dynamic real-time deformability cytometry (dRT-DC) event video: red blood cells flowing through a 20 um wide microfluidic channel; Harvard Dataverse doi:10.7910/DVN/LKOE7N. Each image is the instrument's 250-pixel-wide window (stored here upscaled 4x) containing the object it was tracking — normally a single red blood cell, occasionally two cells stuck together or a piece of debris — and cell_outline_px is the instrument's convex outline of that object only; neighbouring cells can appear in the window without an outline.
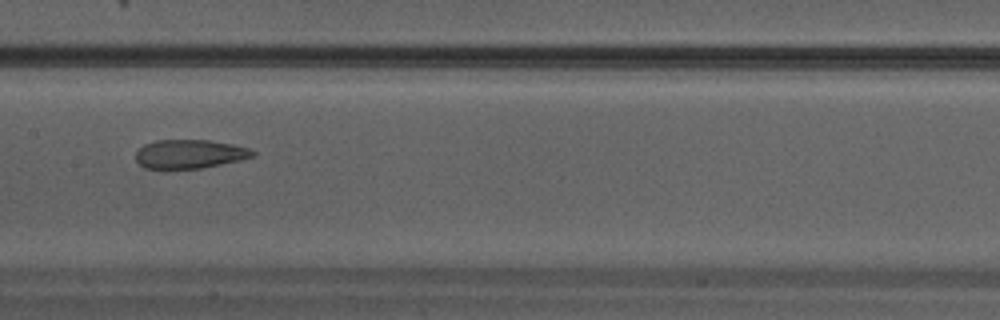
{"species": "Egyptian fruit bat (a non-hibernating species)", "species_latin": "Rousettus aegyptiacus", "temperature_condition": "warm", "stored_images_in_passage": 23, "camera_frame_rate_fps": 3000, "um_per_image_px": 0.085, "animal": {"sex": "male"}, "frame": {"image": 1, "passage_image": 7, "time_ms": 2.0, "image_size_px": [1000, 320], "cell_outline_px": [[256, 156], [240, 160], [200, 168], [164, 172], [144, 168], [136, 160], [136, 152], [144, 144], [156, 140], [208, 140], [232, 144], [248, 148], [256, 152]], "centroid_in_image_um": [16.06, 13.13], "position_along_channel_um": 191.3, "area_um2": 20.29}}